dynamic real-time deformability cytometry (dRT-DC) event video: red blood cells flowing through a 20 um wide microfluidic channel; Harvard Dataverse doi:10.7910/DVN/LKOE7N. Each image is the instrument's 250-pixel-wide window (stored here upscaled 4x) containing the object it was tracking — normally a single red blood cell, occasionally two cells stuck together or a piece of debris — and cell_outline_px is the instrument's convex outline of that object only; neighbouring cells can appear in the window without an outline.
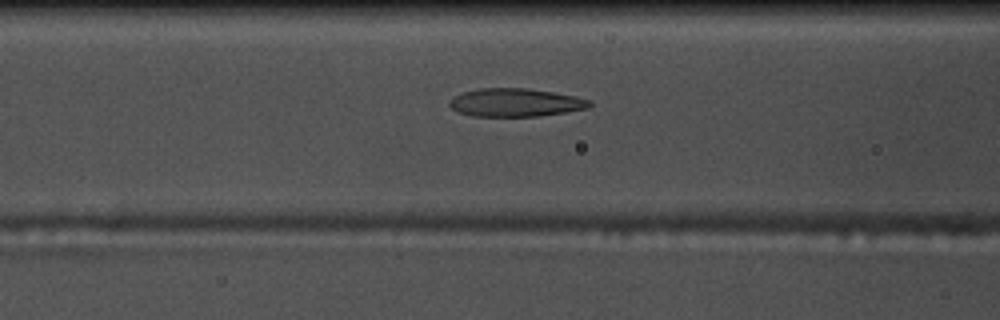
{"species": "common noctule bat (a hibernating species)", "species_latin": "Nyctalus noctula", "temperature_condition": "warm", "stored_images_in_passage": 54, "camera_frame_rate_fps": 3000, "um_per_image_px": 0.085, "animal": {"sex": "male", "body_mass_g": 17.5, "forearm_length_mm": 52.3}, "frame": {"image": 1, "passage_image": 21, "time_ms": 6.667, "image_size_px": [1000, 320], "cell_outline_px": [[592, 104], [588, 108], [540, 116], [472, 116], [460, 112], [452, 108], [448, 104], [448, 100], [452, 96], [464, 92], [480, 88], [528, 88], [576, 96], [592, 100]], "centroid_in_image_um": [43.81, 8.71], "position_along_channel_um": 122.8, "area_um2": 23.06}}
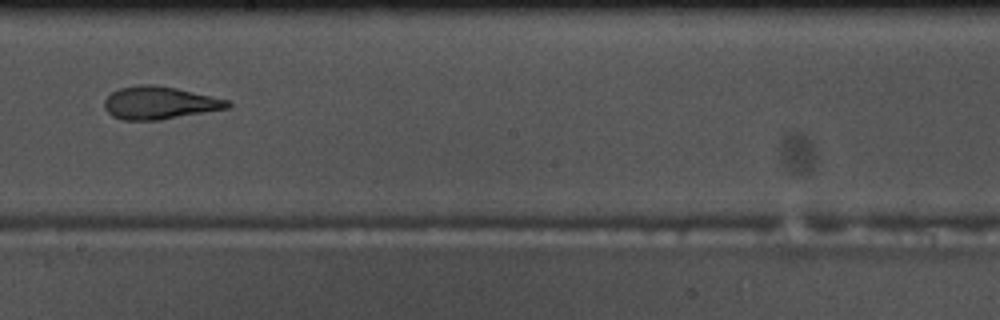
{"frame": {"image": 2, "passage_image": 30, "time_ms": 9.667, "image_size_px": [1000, 320], "cell_outline_px": [[232, 104], [228, 108], [160, 120], [124, 120], [112, 116], [104, 108], [104, 100], [112, 92], [120, 88], [140, 84], [156, 84], [176, 88], [228, 100]], "centroid_in_image_um": [13.53, 8.74], "position_along_channel_um": 234.7, "area_um2": 23.41}}
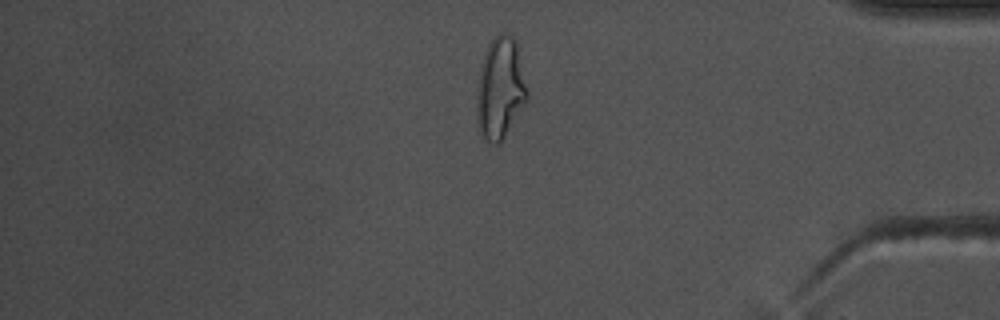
{"frame": {"image": 3, "passage_image": 45, "time_ms": 14.667, "image_size_px": [1000, 320], "cell_outline_px": [[528, 100], [504, 136], [496, 144], [492, 144], [484, 136], [480, 128], [480, 72], [484, 56], [488, 44], [500, 32], [508, 32], [516, 40], [528, 92]], "centroid_in_image_um": [42.61, 7.42], "position_along_channel_um": 392.6, "area_um2": 28.38}, "authors_computed_cell_mechanics": {"area_um2": 23.6402, "velocity_mm_per_s": 3.7458, "shape_relaxation_time_tau1_ms": null, "shape_relaxation_time_tau2_ms": 1.7307, "deformation_change_tau1": null, "deformation_change_tau2": 0.1088}}